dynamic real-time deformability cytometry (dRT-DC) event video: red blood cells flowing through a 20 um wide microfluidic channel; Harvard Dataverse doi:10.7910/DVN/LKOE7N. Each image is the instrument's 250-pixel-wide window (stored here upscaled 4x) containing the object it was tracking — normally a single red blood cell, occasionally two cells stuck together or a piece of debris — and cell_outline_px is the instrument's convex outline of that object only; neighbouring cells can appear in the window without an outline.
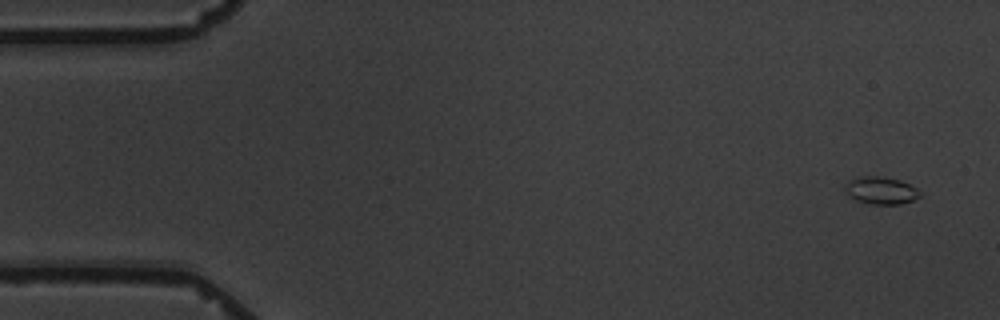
{"species": "common noctule bat (a hibernating species)", "species_latin": "Nyctalus noctula", "temperature_condition": "warm", "stored_images_in_passage": 15, "camera_frame_rate_fps": 3000, "um_per_image_px": 0.085, "animal": {"sex": "male", "body_mass_g": 19.5, "forearm_length_mm": 54.6}, "frame": {"image": 1, "passage_image": 1, "time_ms": 0.0, "image_size_px": [1000, 320], "cell_outline_px": [[920, 196], [912, 200], [900, 204], [872, 204], [856, 200], [848, 196], [844, 188], [852, 180], [860, 176], [876, 176], [900, 180], [916, 188], [920, 192]], "centroid_in_image_um": [74.88, 16.2], "position_along_channel_um": 10.1, "area_um2": 11.68}}
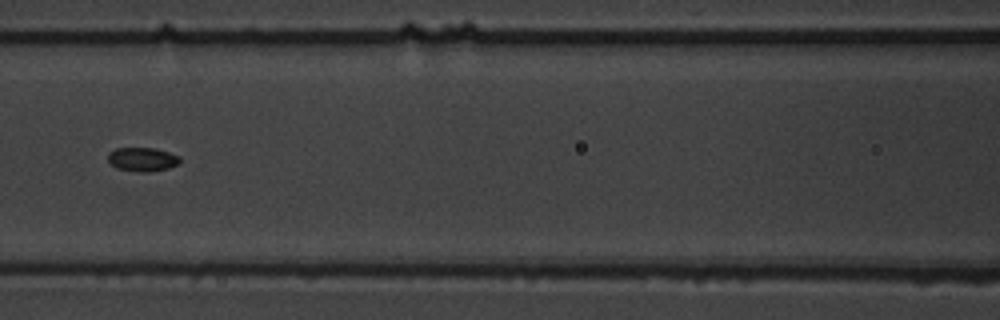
{"frame": {"image": 2, "passage_image": 7, "time_ms": 7.667, "image_size_px": [1000, 320], "cell_outline_px": [[180, 164], [168, 168], [148, 172], [140, 172], [116, 168], [108, 160], [108, 152], [116, 148], [156, 148], [180, 156]], "centroid_in_image_um": [12.12, 13.54], "position_along_channel_um": 154.5, "area_um2": 10.06}}
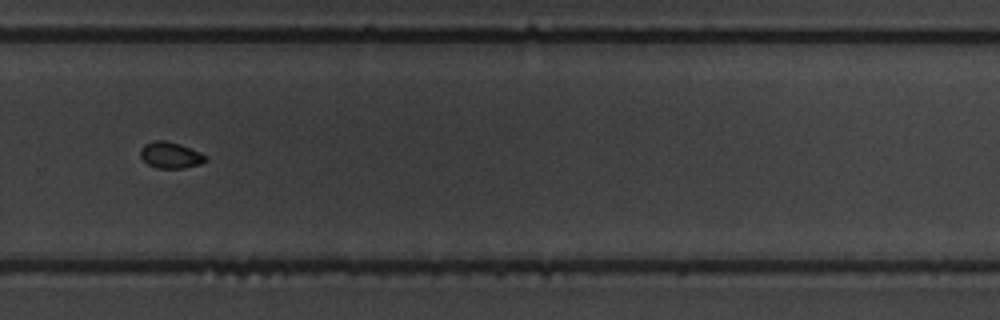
{"frame": {"image": 3, "passage_image": 11, "time_ms": 12.333, "image_size_px": [1000, 320], "cell_outline_px": [[208, 160], [200, 164], [184, 168], [156, 168], [148, 164], [140, 156], [140, 148], [144, 144], [152, 140], [164, 140], [180, 144], [200, 152], [208, 156]], "centroid_in_image_um": [14.5, 13.18], "position_along_channel_um": 315.3, "area_um2": 10.12}, "authors_computed_cell_mechanics": {"area_um2": 10.0572, "velocity_mm_per_s": 3.4682, "shape_relaxation_time_tau1_ms": null, "shape_relaxation_time_tau2_ms": 2.0366, "deformation_change_tau1": null, "deformation_change_tau2": 0.0441}}